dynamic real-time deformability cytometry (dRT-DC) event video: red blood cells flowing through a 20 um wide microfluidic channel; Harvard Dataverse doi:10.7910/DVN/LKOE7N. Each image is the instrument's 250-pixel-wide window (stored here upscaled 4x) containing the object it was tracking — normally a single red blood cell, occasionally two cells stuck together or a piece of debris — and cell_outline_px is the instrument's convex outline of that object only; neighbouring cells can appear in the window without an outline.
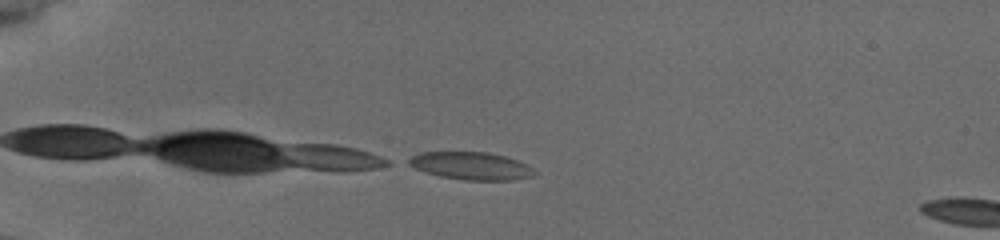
{"species": "common noctule bat (a hibernating species)", "species_latin": "Nyctalus noctula", "temperature_condition": "cold", "stored_images_in_passage": 2, "camera_frame_rate_fps": 3000, "um_per_image_px": 0.085, "animal": {"sex": "female", "body_mass_g": 19.5, "forearm_length_mm": 54.1}, "frame": {"image": 1, "passage_image": 2, "time_ms": 0.333, "image_size_px": [1000, 240], "cell_outline_px": [[536, 172], [532, 176], [512, 180], [464, 180], [440, 176], [424, 172], [408, 164], [404, 160], [420, 152], [484, 152], [504, 156], [516, 160], [532, 168]], "centroid_in_image_um": [39.98, 14.1], "position_along_channel_um": 45.0, "area_um2": 20.11}}